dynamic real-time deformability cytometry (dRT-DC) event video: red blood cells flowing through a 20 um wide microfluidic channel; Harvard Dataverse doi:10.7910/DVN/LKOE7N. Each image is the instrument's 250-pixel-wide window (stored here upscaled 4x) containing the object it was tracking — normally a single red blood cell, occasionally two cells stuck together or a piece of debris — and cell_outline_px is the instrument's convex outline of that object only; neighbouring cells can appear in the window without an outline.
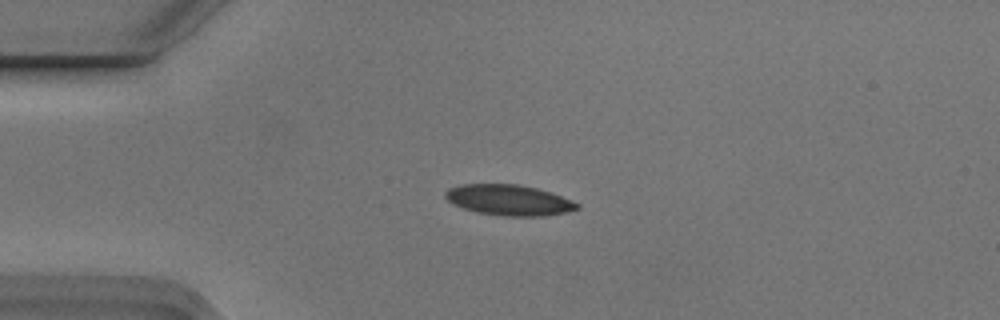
{"species": "Egyptian fruit bat (a non-hibernating species)", "species_latin": "Rousettus aegyptiacus", "temperature_condition": "cold", "stored_images_in_passage": 1, "camera_frame_rate_fps": 3000, "um_per_image_px": 0.085, "animal": {"sex": "male"}, "frame": {"image": 1, "passage_image": 1, "time_ms": 0.0, "image_size_px": [1000, 320], "cell_outline_px": [[580, 208], [564, 212], [544, 216], [504, 216], [476, 212], [452, 204], [444, 196], [444, 192], [448, 188], [460, 184], [516, 184], [536, 188], [552, 192], [572, 200], [580, 204]], "centroid_in_image_um": [43.24, 17.0], "position_along_channel_um": 41.8, "area_um2": 23.64}}